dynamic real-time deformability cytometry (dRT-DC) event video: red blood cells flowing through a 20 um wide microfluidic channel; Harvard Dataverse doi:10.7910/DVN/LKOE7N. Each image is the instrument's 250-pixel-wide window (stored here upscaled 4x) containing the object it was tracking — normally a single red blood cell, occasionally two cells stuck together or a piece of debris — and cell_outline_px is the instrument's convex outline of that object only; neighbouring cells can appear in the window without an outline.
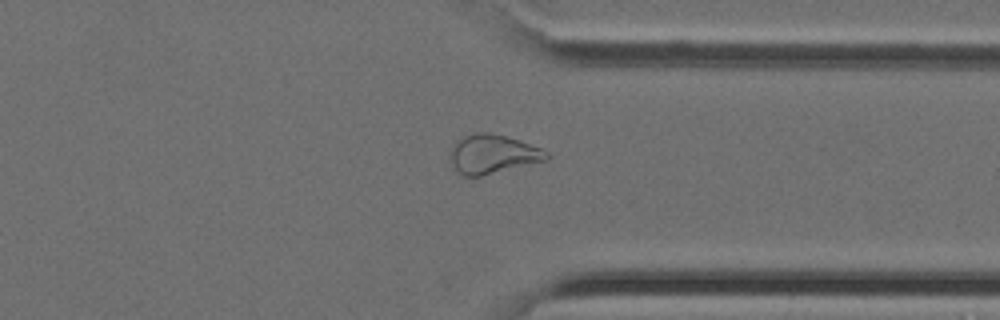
{"species": "Egyptian fruit bat (a non-hibernating species)", "species_latin": "Rousettus aegyptiacus", "temperature_condition": "cold", "stored_images_in_passage": 25, "camera_frame_rate_fps": 3000, "um_per_image_px": 0.085, "animal": {"sex": "female"}, "frame": {"image": 1, "passage_image": 18, "time_ms": 5.667, "image_size_px": [1000, 320], "cell_outline_px": [[552, 156], [548, 160], [480, 176], [464, 176], [456, 172], [452, 164], [452, 148], [464, 136], [476, 132], [488, 132], [520, 140], [540, 148], [548, 152]], "centroid_in_image_um": [41.93, 13.11], "position_along_channel_um": 369.5, "area_um2": 21.62}}
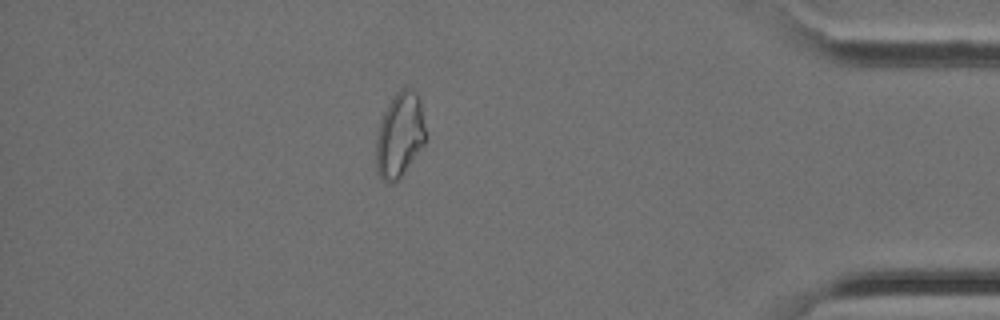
{"frame": {"image": 2, "passage_image": 22, "time_ms": 7.0, "image_size_px": [1000, 320], "cell_outline_px": [[428, 136], [424, 144], [400, 176], [392, 184], [388, 184], [376, 172], [376, 136], [380, 120], [392, 96], [400, 88], [408, 88], [416, 92], [420, 100]], "centroid_in_image_um": [33.98, 11.45], "position_along_channel_um": 401.2, "area_um2": 24.68}}